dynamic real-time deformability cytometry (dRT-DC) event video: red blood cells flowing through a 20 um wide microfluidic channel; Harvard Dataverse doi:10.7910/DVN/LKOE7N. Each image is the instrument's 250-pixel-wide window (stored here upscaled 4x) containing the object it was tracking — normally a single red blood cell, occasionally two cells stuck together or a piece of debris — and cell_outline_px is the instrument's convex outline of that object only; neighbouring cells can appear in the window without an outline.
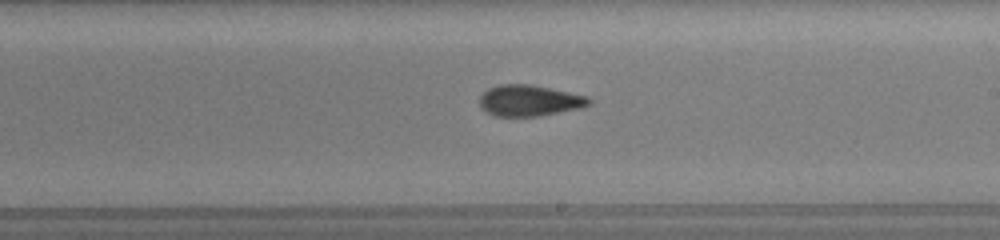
{"species": "common noctule bat (a hibernating species)", "species_latin": "Nyctalus noctula", "temperature_condition": "room temperature", "stored_images_in_passage": 20, "camera_frame_rate_fps": 3000, "um_per_image_px": 0.085, "animal": {"sex": "female", "body_mass_g": 19.5, "forearm_length_mm": 54.1}, "frame": {"image": 1, "passage_image": 9, "time_ms": 6.0, "image_size_px": [1000, 240], "cell_outline_px": [[592, 104], [584, 108], [540, 116], [496, 116], [480, 108], [480, 96], [488, 88], [500, 84], [532, 84], [588, 96], [592, 100]], "centroid_in_image_um": [45.05, 8.55], "position_along_channel_um": 243.9, "area_um2": 20.11}}
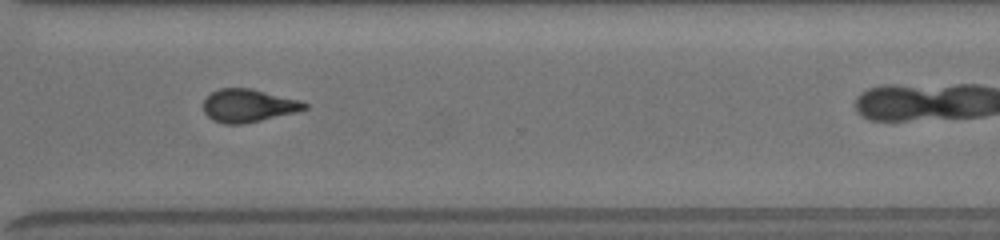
{"frame": {"image": 2, "passage_image": 16, "time_ms": 8.667, "image_size_px": [1000, 240], "cell_outline_px": [[308, 108], [296, 112], [260, 120], [240, 124], [224, 124], [212, 120], [204, 112], [204, 100], [212, 92], [220, 88], [248, 88], [304, 100], [308, 104]], "centroid_in_image_um": [21.14, 8.97], "position_along_channel_um": 349.5, "area_um2": 19.42}}
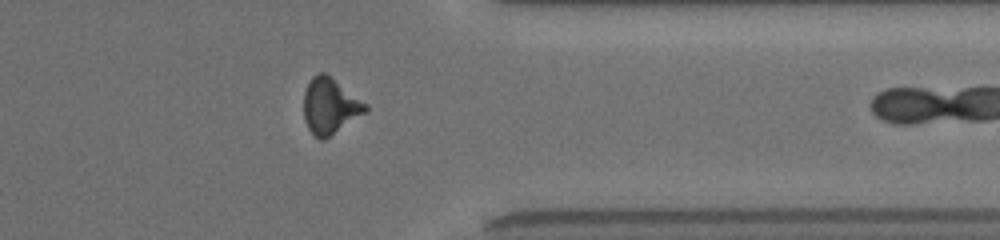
{"frame": {"image": 3, "passage_image": 19, "time_ms": 9.667, "image_size_px": [1000, 240], "cell_outline_px": [[368, 112], [324, 140], [320, 140], [308, 128], [304, 120], [304, 92], [312, 76], [320, 72], [324, 72], [368, 104]], "centroid_in_image_um": [28.07, 9.03], "position_along_channel_um": 383.3, "area_um2": 20.11}}